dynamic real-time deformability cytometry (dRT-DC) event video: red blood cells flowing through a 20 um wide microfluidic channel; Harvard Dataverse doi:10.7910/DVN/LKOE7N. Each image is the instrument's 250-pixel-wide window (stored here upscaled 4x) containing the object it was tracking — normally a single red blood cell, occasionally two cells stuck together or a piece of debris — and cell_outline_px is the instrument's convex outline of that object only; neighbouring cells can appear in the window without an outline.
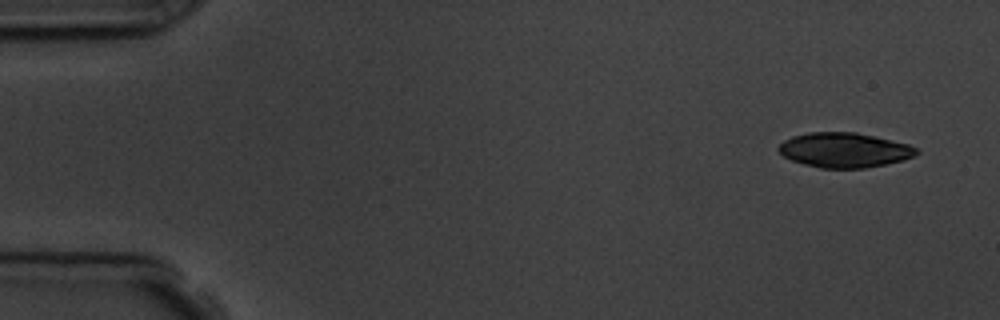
{"species": "common noctule bat (a hibernating species)", "species_latin": "Nyctalus noctula", "temperature_condition": "room temperature", "stored_images_in_passage": 4, "camera_frame_rate_fps": 3000, "um_per_image_px": 0.085, "animal": {"sex": "male", "body_mass_g": 19.5, "forearm_length_mm": 54.6}, "frame": {"image": 1, "passage_image": 1, "time_ms": 0.0, "image_size_px": [1000, 320], "cell_outline_px": [[920, 152], [916, 156], [904, 160], [864, 168], [820, 168], [804, 164], [792, 160], [784, 156], [776, 148], [784, 140], [792, 136], [808, 132], [856, 132], [876, 136], [908, 144], [916, 148]], "centroid_in_image_um": [71.78, 12.75], "position_along_channel_um": 13.2, "area_um2": 28.03}}